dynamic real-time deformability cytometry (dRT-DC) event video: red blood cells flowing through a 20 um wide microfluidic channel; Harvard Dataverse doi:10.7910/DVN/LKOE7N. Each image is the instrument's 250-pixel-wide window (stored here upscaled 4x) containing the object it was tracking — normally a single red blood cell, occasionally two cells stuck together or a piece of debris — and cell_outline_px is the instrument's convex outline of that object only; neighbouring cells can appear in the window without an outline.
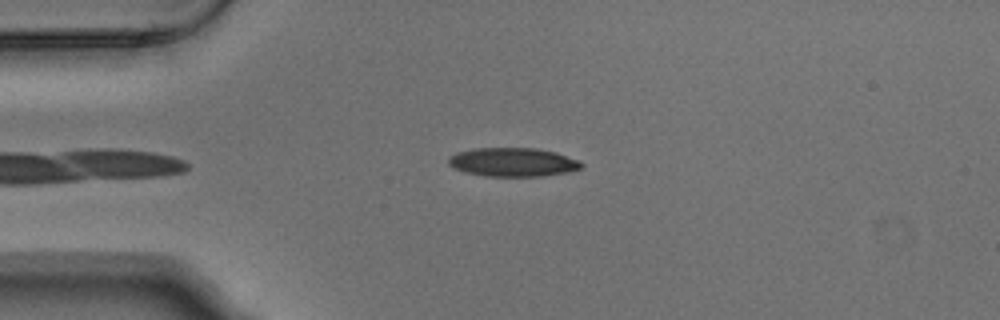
{"species": "Egyptian fruit bat (a non-hibernating species)", "species_latin": "Rousettus aegyptiacus", "temperature_condition": "warm", "stored_images_in_passage": 4, "camera_frame_rate_fps": 3000, "um_per_image_px": 0.085, "animal": {"sex": "male"}, "frame": {"image": 1, "passage_image": 4, "time_ms": 1.0, "image_size_px": [1000, 320], "cell_outline_px": [[584, 164], [580, 168], [564, 172], [544, 176], [484, 176], [464, 172], [452, 168], [448, 164], [448, 156], [456, 152], [472, 148], [536, 148], [556, 152], [580, 160]], "centroid_in_image_um": [43.54, 13.77], "position_along_channel_um": 41.5, "area_um2": 22.48}}